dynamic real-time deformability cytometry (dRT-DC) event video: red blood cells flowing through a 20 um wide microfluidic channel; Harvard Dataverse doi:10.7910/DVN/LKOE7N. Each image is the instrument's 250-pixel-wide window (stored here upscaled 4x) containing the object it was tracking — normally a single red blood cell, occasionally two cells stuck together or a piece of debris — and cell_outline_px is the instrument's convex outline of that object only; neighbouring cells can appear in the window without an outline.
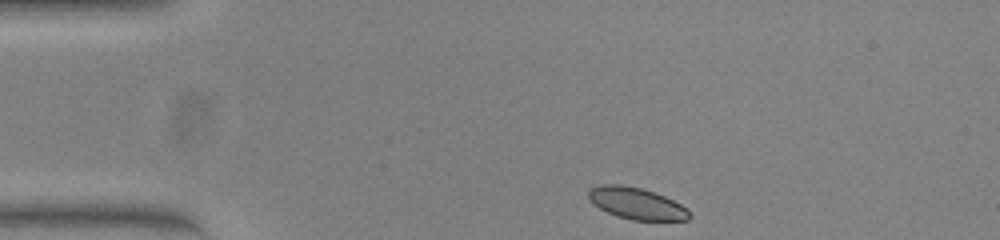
{"species": "common noctule bat (a hibernating species)", "species_latin": "Nyctalus noctula", "temperature_condition": "warm", "stored_images_in_passage": 45, "camera_frame_rate_fps": 3000, "um_per_image_px": 0.085, "animal": {"sex": "female", "body_mass_g": 23.0, "forearm_length_mm": 53.4}, "frame": {"image": 1, "passage_image": 1, "time_ms": 0.0, "image_size_px": [1000, 240], "cell_outline_px": [[692, 216], [688, 220], [632, 220], [616, 216], [592, 204], [588, 200], [588, 188], [600, 184], [620, 184], [640, 188], [664, 196], [688, 208]], "centroid_in_image_um": [54.07, 17.29], "position_along_channel_um": 30.9, "area_um2": 18.73}}
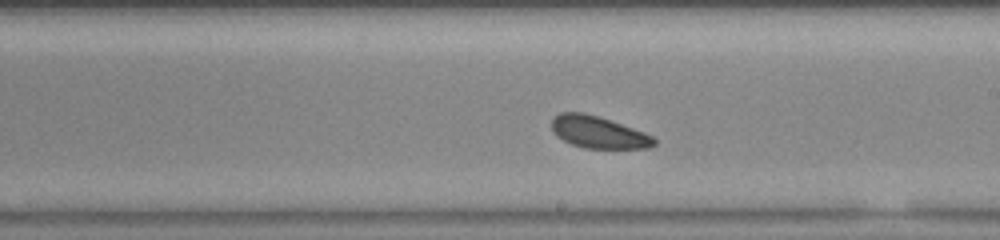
{"frame": {"image": 2, "passage_image": 22, "time_ms": 7.0, "image_size_px": [1000, 240], "cell_outline_px": [[656, 144], [652, 148], [584, 148], [572, 144], [556, 136], [552, 132], [552, 120], [560, 112], [584, 112], [644, 132], [652, 136], [656, 140]], "centroid_in_image_um": [50.85, 11.25], "position_along_channel_um": 238.1, "area_um2": 18.9}}
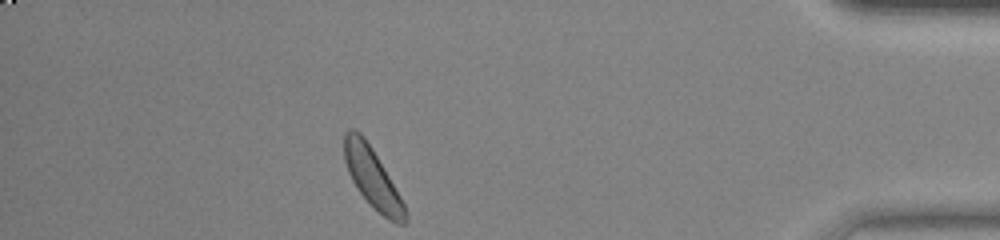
{"frame": {"image": 3, "passage_image": 39, "time_ms": 12.667, "image_size_px": [1000, 240], "cell_outline_px": [[408, 220], [404, 224], [396, 224], [388, 220], [356, 188], [348, 172], [344, 160], [344, 132], [348, 128], [356, 128], [364, 136], [372, 148], [400, 196], [404, 204], [408, 216]], "centroid_in_image_um": [31.64, 15.07], "position_along_channel_um": 403.6, "area_um2": 20.92}, "authors_computed_cell_mechanics": {"area_um2": 20.0566, "velocity_mm_per_s": 3.745, "shape_relaxation_time_tau1_ms": null, "shape_relaxation_time_tau2_ms": 3.1753, "deformation_change_tau1": null, "deformation_change_tau2": 0.0883}}